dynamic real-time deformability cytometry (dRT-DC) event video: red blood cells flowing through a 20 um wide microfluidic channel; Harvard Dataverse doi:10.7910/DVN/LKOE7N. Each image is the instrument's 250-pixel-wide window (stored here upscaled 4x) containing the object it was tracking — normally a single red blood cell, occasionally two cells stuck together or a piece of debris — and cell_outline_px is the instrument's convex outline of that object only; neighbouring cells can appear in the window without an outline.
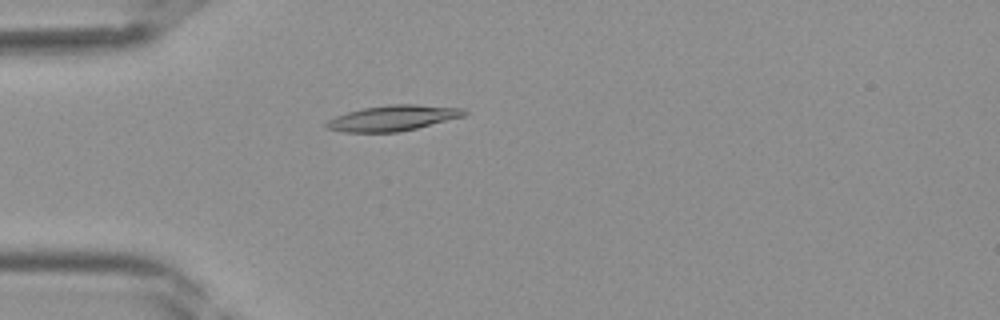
{"species": "Egyptian fruit bat (a non-hibernating species)", "species_latin": "Rousettus aegyptiacus", "temperature_condition": "room temperature", "stored_images_in_passage": 39, "camera_frame_rate_fps": 3000, "um_per_image_px": 0.085, "frame": {"image": 1, "passage_image": 11, "time_ms": 3.333, "image_size_px": [1000, 320], "cell_outline_px": [[468, 112], [464, 116], [400, 132], [344, 132], [328, 128], [324, 124], [328, 120], [336, 116], [348, 112], [364, 108], [388, 104], [416, 104], [464, 108]], "centroid_in_image_um": [33.42, 10.03], "position_along_channel_um": 51.6, "area_um2": 20.4}}
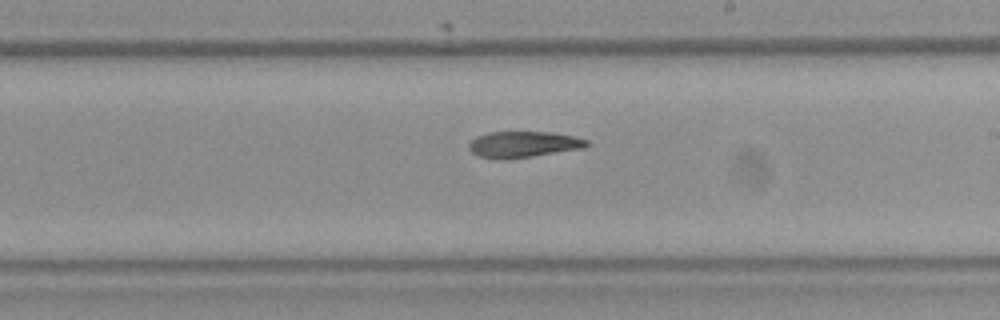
{"frame": {"image": 2, "passage_image": 23, "time_ms": 7.333, "image_size_px": [1000, 320], "cell_outline_px": [[592, 144], [584, 148], [532, 156], [504, 160], [500, 160], [476, 156], [468, 148], [468, 144], [476, 136], [488, 132], [548, 132], [572, 136], [588, 140]], "centroid_in_image_um": [44.45, 12.28], "position_along_channel_um": 244.5, "area_um2": 18.09}}
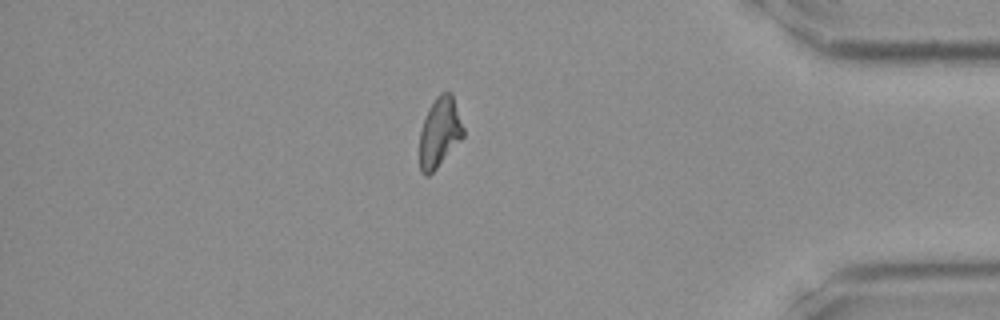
{"frame": {"image": 3, "passage_image": 34, "time_ms": 11.0, "image_size_px": [1000, 320], "cell_outline_px": [[464, 136], [436, 168], [428, 176], [424, 176], [420, 172], [420, 132], [428, 108], [436, 96], [440, 92], [452, 92], [464, 128]], "centroid_in_image_um": [37.37, 11.23], "position_along_channel_um": 397.8, "area_um2": 17.74}}